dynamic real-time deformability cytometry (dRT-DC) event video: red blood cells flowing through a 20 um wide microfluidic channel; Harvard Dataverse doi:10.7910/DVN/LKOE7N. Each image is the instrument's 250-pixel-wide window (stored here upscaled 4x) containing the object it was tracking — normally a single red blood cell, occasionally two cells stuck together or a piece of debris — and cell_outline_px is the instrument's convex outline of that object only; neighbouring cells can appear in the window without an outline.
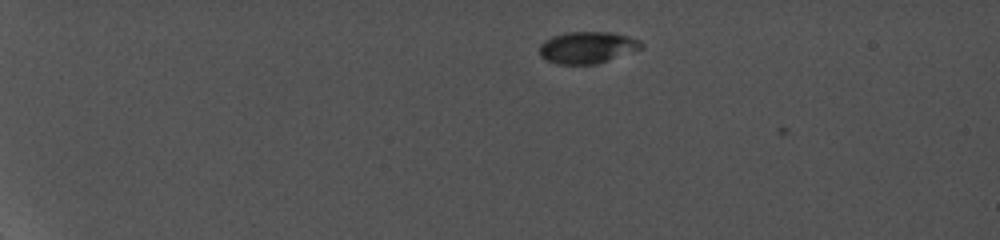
{"species": "common noctule bat (a hibernating species)", "species_latin": "Nyctalus noctula", "temperature_condition": "cold", "stored_images_in_passage": 3, "camera_frame_rate_fps": 5000, "um_per_image_px": 0.085, "animal": {"sex": "female", "body_mass_g": 19.0, "forearm_length_mm": 56.7}, "frame": {"image": 1, "passage_image": 2, "time_ms": 0.4, "image_size_px": [1000, 240], "cell_outline_px": [[644, 48], [596, 64], [556, 64], [544, 60], [540, 56], [540, 44], [544, 40], [552, 36], [564, 32], [612, 32], [628, 36], [640, 40], [644, 44]], "centroid_in_image_um": [49.91, 4.03], "position_along_channel_um": 35.1, "area_um2": 19.07}}